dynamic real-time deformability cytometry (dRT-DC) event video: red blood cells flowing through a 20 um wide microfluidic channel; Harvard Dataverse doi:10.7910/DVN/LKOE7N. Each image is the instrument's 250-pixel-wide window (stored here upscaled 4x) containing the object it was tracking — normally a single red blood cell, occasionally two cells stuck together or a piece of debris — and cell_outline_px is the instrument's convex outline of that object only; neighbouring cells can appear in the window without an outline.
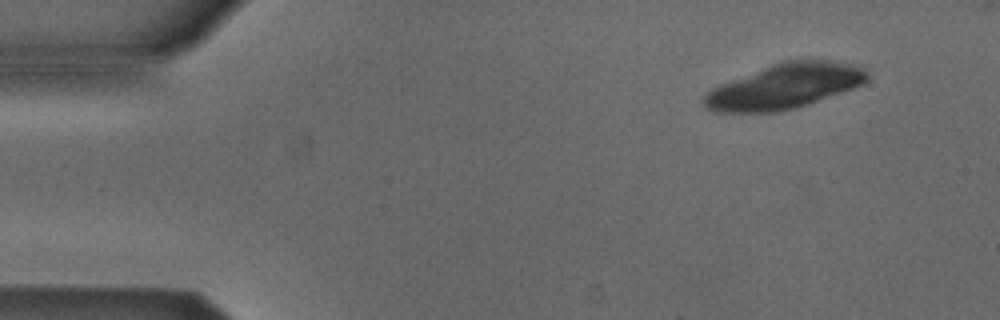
{"species": "Egyptian fruit bat (a non-hibernating species)", "species_latin": "Rousettus aegyptiacus", "temperature_condition": "cold", "stored_images_in_passage": 10, "camera_frame_rate_fps": 3000, "um_per_image_px": 0.085, "animal": {"sex": "male"}, "frame": {"image": 1, "passage_image": 1, "time_ms": 0.0, "image_size_px": [1000, 320], "cell_outline_px": [[868, 80], [864, 84], [808, 104], [796, 108], [776, 112], [716, 112], [704, 108], [704, 96], [712, 88], [720, 84], [780, 60], [808, 56], [848, 64], [860, 68], [868, 76]], "centroid_in_image_um": [66.67, 7.3], "position_along_channel_um": 18.3, "area_um2": 43.12}}